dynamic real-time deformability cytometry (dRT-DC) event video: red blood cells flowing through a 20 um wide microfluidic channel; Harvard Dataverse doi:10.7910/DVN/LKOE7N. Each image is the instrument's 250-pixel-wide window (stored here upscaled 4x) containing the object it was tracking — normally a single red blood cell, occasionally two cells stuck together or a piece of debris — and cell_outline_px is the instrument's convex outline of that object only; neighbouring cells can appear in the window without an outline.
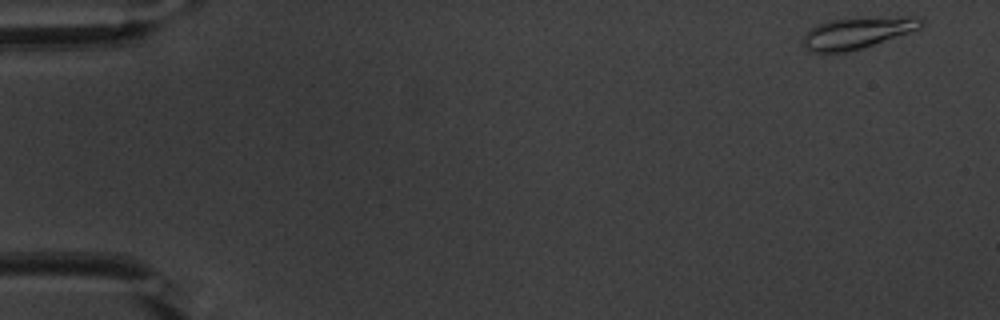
{"species": "common noctule bat (a hibernating species)", "species_latin": "Nyctalus noctula", "temperature_condition": "warm", "stored_images_in_passage": 52, "camera_frame_rate_fps": 3000, "um_per_image_px": 0.085, "animal": {"sex": "male", "body_mass_g": 20.1, "forearm_length_mm": 53.5}, "frame": {"image": 1, "passage_image": 1, "time_ms": 0.0, "image_size_px": [1000, 320], "cell_outline_px": [[924, 24], [920, 28], [848, 52], [812, 52], [804, 48], [804, 32], [816, 24], [828, 20], [860, 16], [916, 16], [924, 20]], "centroid_in_image_um": [72.85, 2.74], "position_along_channel_um": 12.2, "area_um2": 21.96}}
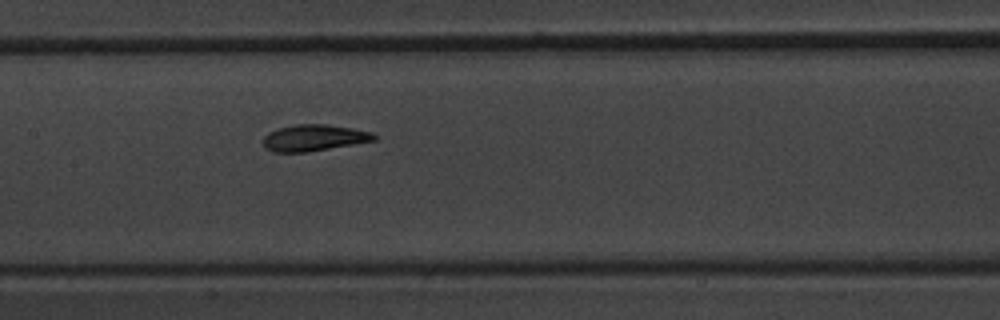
{"frame": {"image": 2, "passage_image": 25, "time_ms": 8.0, "image_size_px": [1000, 320], "cell_outline_px": [[380, 136], [376, 140], [308, 152], [272, 152], [264, 148], [264, 136], [268, 132], [280, 128], [296, 124], [328, 124], [352, 128], [372, 132]], "centroid_in_image_um": [26.71, 11.71], "position_along_channel_um": 180.7, "area_um2": 17.17}}
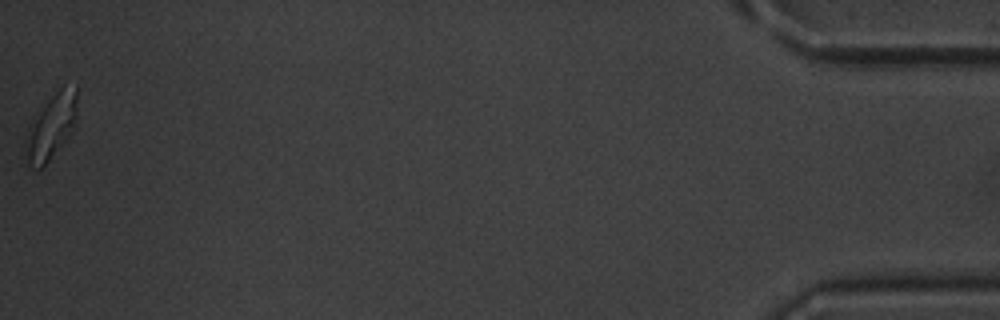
{"frame": {"image": 3, "passage_image": 52, "time_ms": 17.0, "image_size_px": [1000, 320], "cell_outline_px": [[76, 116], [64, 140], [48, 160], [36, 172], [28, 164], [24, 140], [28, 128], [52, 96], [64, 84], [76, 84]], "centroid_in_image_um": [4.32, 10.76], "position_along_channel_um": 430.9, "area_um2": 18.55}, "authors_computed_cell_mechanics": {"area_um2": 17.2822, "velocity_mm_per_s": 3.8056, "shape_relaxation_time_tau1_ms": 3.3073, "shape_relaxation_time_tau2_ms": 1.36, "deformation_change_tau1": 0.1349, "deformation_change_tau2": 0.058}}